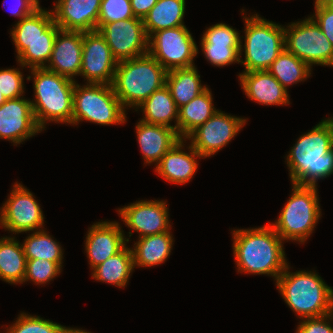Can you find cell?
<instances>
[{"label":"cell","instance_id":"cell-31","mask_svg":"<svg viewBox=\"0 0 333 333\" xmlns=\"http://www.w3.org/2000/svg\"><path fill=\"white\" fill-rule=\"evenodd\" d=\"M133 269V254L131 249L125 245L118 253L95 267L92 277L118 287H124Z\"/></svg>","mask_w":333,"mask_h":333},{"label":"cell","instance_id":"cell-38","mask_svg":"<svg viewBox=\"0 0 333 333\" xmlns=\"http://www.w3.org/2000/svg\"><path fill=\"white\" fill-rule=\"evenodd\" d=\"M23 90V75L19 70H0V93L6 100L21 97L24 93Z\"/></svg>","mask_w":333,"mask_h":333},{"label":"cell","instance_id":"cell-42","mask_svg":"<svg viewBox=\"0 0 333 333\" xmlns=\"http://www.w3.org/2000/svg\"><path fill=\"white\" fill-rule=\"evenodd\" d=\"M130 2L134 16L143 20L157 0H130Z\"/></svg>","mask_w":333,"mask_h":333},{"label":"cell","instance_id":"cell-29","mask_svg":"<svg viewBox=\"0 0 333 333\" xmlns=\"http://www.w3.org/2000/svg\"><path fill=\"white\" fill-rule=\"evenodd\" d=\"M138 107L144 112V118L141 121L148 124L164 125L177 132L178 108L166 85L152 93ZM173 118L176 120V125L171 126L169 122Z\"/></svg>","mask_w":333,"mask_h":333},{"label":"cell","instance_id":"cell-26","mask_svg":"<svg viewBox=\"0 0 333 333\" xmlns=\"http://www.w3.org/2000/svg\"><path fill=\"white\" fill-rule=\"evenodd\" d=\"M199 78L195 66L167 71L165 85L178 109L207 89L206 86H201Z\"/></svg>","mask_w":333,"mask_h":333},{"label":"cell","instance_id":"cell-33","mask_svg":"<svg viewBox=\"0 0 333 333\" xmlns=\"http://www.w3.org/2000/svg\"><path fill=\"white\" fill-rule=\"evenodd\" d=\"M22 244L27 260L43 259L51 262H62V249L43 229L35 231Z\"/></svg>","mask_w":333,"mask_h":333},{"label":"cell","instance_id":"cell-1","mask_svg":"<svg viewBox=\"0 0 333 333\" xmlns=\"http://www.w3.org/2000/svg\"><path fill=\"white\" fill-rule=\"evenodd\" d=\"M292 184L317 186L316 180L333 174V118L300 136L287 155Z\"/></svg>","mask_w":333,"mask_h":333},{"label":"cell","instance_id":"cell-41","mask_svg":"<svg viewBox=\"0 0 333 333\" xmlns=\"http://www.w3.org/2000/svg\"><path fill=\"white\" fill-rule=\"evenodd\" d=\"M18 5H16L15 9H11L10 13L20 17V21L32 14L35 10H37L39 6V0H17Z\"/></svg>","mask_w":333,"mask_h":333},{"label":"cell","instance_id":"cell-35","mask_svg":"<svg viewBox=\"0 0 333 333\" xmlns=\"http://www.w3.org/2000/svg\"><path fill=\"white\" fill-rule=\"evenodd\" d=\"M65 326L44 320L39 316L21 313L6 333H62Z\"/></svg>","mask_w":333,"mask_h":333},{"label":"cell","instance_id":"cell-13","mask_svg":"<svg viewBox=\"0 0 333 333\" xmlns=\"http://www.w3.org/2000/svg\"><path fill=\"white\" fill-rule=\"evenodd\" d=\"M117 63L98 30L83 32L80 75L87 83L112 85Z\"/></svg>","mask_w":333,"mask_h":333},{"label":"cell","instance_id":"cell-6","mask_svg":"<svg viewBox=\"0 0 333 333\" xmlns=\"http://www.w3.org/2000/svg\"><path fill=\"white\" fill-rule=\"evenodd\" d=\"M292 195L272 223L282 240L306 241L321 216L316 186L293 183Z\"/></svg>","mask_w":333,"mask_h":333},{"label":"cell","instance_id":"cell-28","mask_svg":"<svg viewBox=\"0 0 333 333\" xmlns=\"http://www.w3.org/2000/svg\"><path fill=\"white\" fill-rule=\"evenodd\" d=\"M185 0H157L155 6L143 19L147 36L157 31L185 26Z\"/></svg>","mask_w":333,"mask_h":333},{"label":"cell","instance_id":"cell-3","mask_svg":"<svg viewBox=\"0 0 333 333\" xmlns=\"http://www.w3.org/2000/svg\"><path fill=\"white\" fill-rule=\"evenodd\" d=\"M167 70L148 53L117 63L112 87L124 109L142 104L165 85Z\"/></svg>","mask_w":333,"mask_h":333},{"label":"cell","instance_id":"cell-30","mask_svg":"<svg viewBox=\"0 0 333 333\" xmlns=\"http://www.w3.org/2000/svg\"><path fill=\"white\" fill-rule=\"evenodd\" d=\"M14 239H0V278L11 284L23 283L27 264L22 245Z\"/></svg>","mask_w":333,"mask_h":333},{"label":"cell","instance_id":"cell-4","mask_svg":"<svg viewBox=\"0 0 333 333\" xmlns=\"http://www.w3.org/2000/svg\"><path fill=\"white\" fill-rule=\"evenodd\" d=\"M288 264L277 278V289L286 304L300 318H312L333 312V289L317 273L298 271L290 273Z\"/></svg>","mask_w":333,"mask_h":333},{"label":"cell","instance_id":"cell-18","mask_svg":"<svg viewBox=\"0 0 333 333\" xmlns=\"http://www.w3.org/2000/svg\"><path fill=\"white\" fill-rule=\"evenodd\" d=\"M51 11L54 22L63 30H97L101 0H58ZM55 13V14H54Z\"/></svg>","mask_w":333,"mask_h":333},{"label":"cell","instance_id":"cell-34","mask_svg":"<svg viewBox=\"0 0 333 333\" xmlns=\"http://www.w3.org/2000/svg\"><path fill=\"white\" fill-rule=\"evenodd\" d=\"M55 40H35L26 44V49L17 57L21 66L43 68L45 61L49 62Z\"/></svg>","mask_w":333,"mask_h":333},{"label":"cell","instance_id":"cell-22","mask_svg":"<svg viewBox=\"0 0 333 333\" xmlns=\"http://www.w3.org/2000/svg\"><path fill=\"white\" fill-rule=\"evenodd\" d=\"M241 86L252 101L263 105H284L290 101L288 92L267 70L243 72Z\"/></svg>","mask_w":333,"mask_h":333},{"label":"cell","instance_id":"cell-9","mask_svg":"<svg viewBox=\"0 0 333 333\" xmlns=\"http://www.w3.org/2000/svg\"><path fill=\"white\" fill-rule=\"evenodd\" d=\"M284 27L285 49L304 61L312 64L333 67V47L328 38L313 20L308 19Z\"/></svg>","mask_w":333,"mask_h":333},{"label":"cell","instance_id":"cell-39","mask_svg":"<svg viewBox=\"0 0 333 333\" xmlns=\"http://www.w3.org/2000/svg\"><path fill=\"white\" fill-rule=\"evenodd\" d=\"M315 9V15L311 18H314L333 47V3H318L315 4Z\"/></svg>","mask_w":333,"mask_h":333},{"label":"cell","instance_id":"cell-20","mask_svg":"<svg viewBox=\"0 0 333 333\" xmlns=\"http://www.w3.org/2000/svg\"><path fill=\"white\" fill-rule=\"evenodd\" d=\"M117 222H98L86 236V252L92 269L118 253L129 242Z\"/></svg>","mask_w":333,"mask_h":333},{"label":"cell","instance_id":"cell-45","mask_svg":"<svg viewBox=\"0 0 333 333\" xmlns=\"http://www.w3.org/2000/svg\"><path fill=\"white\" fill-rule=\"evenodd\" d=\"M6 101V98L0 93V106Z\"/></svg>","mask_w":333,"mask_h":333},{"label":"cell","instance_id":"cell-44","mask_svg":"<svg viewBox=\"0 0 333 333\" xmlns=\"http://www.w3.org/2000/svg\"><path fill=\"white\" fill-rule=\"evenodd\" d=\"M318 3H333V0H315V4Z\"/></svg>","mask_w":333,"mask_h":333},{"label":"cell","instance_id":"cell-32","mask_svg":"<svg viewBox=\"0 0 333 333\" xmlns=\"http://www.w3.org/2000/svg\"><path fill=\"white\" fill-rule=\"evenodd\" d=\"M279 83L287 89V86L304 81L311 75V68L298 57L288 52L285 48L267 69Z\"/></svg>","mask_w":333,"mask_h":333},{"label":"cell","instance_id":"cell-27","mask_svg":"<svg viewBox=\"0 0 333 333\" xmlns=\"http://www.w3.org/2000/svg\"><path fill=\"white\" fill-rule=\"evenodd\" d=\"M173 239L170 232L149 235L139 238L133 254V265L150 267L163 263L170 255Z\"/></svg>","mask_w":333,"mask_h":333},{"label":"cell","instance_id":"cell-21","mask_svg":"<svg viewBox=\"0 0 333 333\" xmlns=\"http://www.w3.org/2000/svg\"><path fill=\"white\" fill-rule=\"evenodd\" d=\"M59 29L54 22L52 12L39 7L32 14L18 21L11 31L17 56L26 49V44L35 40H55Z\"/></svg>","mask_w":333,"mask_h":333},{"label":"cell","instance_id":"cell-43","mask_svg":"<svg viewBox=\"0 0 333 333\" xmlns=\"http://www.w3.org/2000/svg\"><path fill=\"white\" fill-rule=\"evenodd\" d=\"M62 333H90V332H86V331L81 330V329H74V328L65 327L63 329Z\"/></svg>","mask_w":333,"mask_h":333},{"label":"cell","instance_id":"cell-25","mask_svg":"<svg viewBox=\"0 0 333 333\" xmlns=\"http://www.w3.org/2000/svg\"><path fill=\"white\" fill-rule=\"evenodd\" d=\"M217 110L212 105L211 91L207 88L200 95L178 109L177 134L185 139L203 125Z\"/></svg>","mask_w":333,"mask_h":333},{"label":"cell","instance_id":"cell-36","mask_svg":"<svg viewBox=\"0 0 333 333\" xmlns=\"http://www.w3.org/2000/svg\"><path fill=\"white\" fill-rule=\"evenodd\" d=\"M62 262H51L43 259L27 260L23 282L32 280L36 284H44L52 280L61 271Z\"/></svg>","mask_w":333,"mask_h":333},{"label":"cell","instance_id":"cell-40","mask_svg":"<svg viewBox=\"0 0 333 333\" xmlns=\"http://www.w3.org/2000/svg\"><path fill=\"white\" fill-rule=\"evenodd\" d=\"M330 317L333 319V312L320 317L304 318L296 333H333V328L326 322L331 320Z\"/></svg>","mask_w":333,"mask_h":333},{"label":"cell","instance_id":"cell-8","mask_svg":"<svg viewBox=\"0 0 333 333\" xmlns=\"http://www.w3.org/2000/svg\"><path fill=\"white\" fill-rule=\"evenodd\" d=\"M245 19V71L267 70L285 48L284 27L254 14Z\"/></svg>","mask_w":333,"mask_h":333},{"label":"cell","instance_id":"cell-7","mask_svg":"<svg viewBox=\"0 0 333 333\" xmlns=\"http://www.w3.org/2000/svg\"><path fill=\"white\" fill-rule=\"evenodd\" d=\"M125 109L114 93L112 85L75 83L72 124L81 120L101 125L125 123Z\"/></svg>","mask_w":333,"mask_h":333},{"label":"cell","instance_id":"cell-2","mask_svg":"<svg viewBox=\"0 0 333 333\" xmlns=\"http://www.w3.org/2000/svg\"><path fill=\"white\" fill-rule=\"evenodd\" d=\"M233 253L238 272L267 274L275 280L287 262L282 238L271 224L254 229L233 230Z\"/></svg>","mask_w":333,"mask_h":333},{"label":"cell","instance_id":"cell-14","mask_svg":"<svg viewBox=\"0 0 333 333\" xmlns=\"http://www.w3.org/2000/svg\"><path fill=\"white\" fill-rule=\"evenodd\" d=\"M245 123L246 119L227 115L217 110L186 139H191V146L202 157H209L227 145Z\"/></svg>","mask_w":333,"mask_h":333},{"label":"cell","instance_id":"cell-11","mask_svg":"<svg viewBox=\"0 0 333 333\" xmlns=\"http://www.w3.org/2000/svg\"><path fill=\"white\" fill-rule=\"evenodd\" d=\"M97 30L104 37L113 57L118 62L148 53L149 37L140 18L106 23L103 26H97Z\"/></svg>","mask_w":333,"mask_h":333},{"label":"cell","instance_id":"cell-19","mask_svg":"<svg viewBox=\"0 0 333 333\" xmlns=\"http://www.w3.org/2000/svg\"><path fill=\"white\" fill-rule=\"evenodd\" d=\"M62 36V37H61ZM83 32L59 29L46 69L73 80L80 75Z\"/></svg>","mask_w":333,"mask_h":333},{"label":"cell","instance_id":"cell-37","mask_svg":"<svg viewBox=\"0 0 333 333\" xmlns=\"http://www.w3.org/2000/svg\"><path fill=\"white\" fill-rule=\"evenodd\" d=\"M130 18H135L130 0H101L98 26Z\"/></svg>","mask_w":333,"mask_h":333},{"label":"cell","instance_id":"cell-10","mask_svg":"<svg viewBox=\"0 0 333 333\" xmlns=\"http://www.w3.org/2000/svg\"><path fill=\"white\" fill-rule=\"evenodd\" d=\"M148 44V54L167 71L194 66L198 48L186 26L157 31L149 36Z\"/></svg>","mask_w":333,"mask_h":333},{"label":"cell","instance_id":"cell-12","mask_svg":"<svg viewBox=\"0 0 333 333\" xmlns=\"http://www.w3.org/2000/svg\"><path fill=\"white\" fill-rule=\"evenodd\" d=\"M0 209V225L14 233L39 230L44 223L42 209L33 194L17 182Z\"/></svg>","mask_w":333,"mask_h":333},{"label":"cell","instance_id":"cell-17","mask_svg":"<svg viewBox=\"0 0 333 333\" xmlns=\"http://www.w3.org/2000/svg\"><path fill=\"white\" fill-rule=\"evenodd\" d=\"M239 35L235 29L223 23L209 27L201 40L206 59L216 66L239 63L242 53Z\"/></svg>","mask_w":333,"mask_h":333},{"label":"cell","instance_id":"cell-5","mask_svg":"<svg viewBox=\"0 0 333 333\" xmlns=\"http://www.w3.org/2000/svg\"><path fill=\"white\" fill-rule=\"evenodd\" d=\"M34 76L35 102L31 101L37 126L45 129L46 121L72 124L75 81L45 67L31 68Z\"/></svg>","mask_w":333,"mask_h":333},{"label":"cell","instance_id":"cell-23","mask_svg":"<svg viewBox=\"0 0 333 333\" xmlns=\"http://www.w3.org/2000/svg\"><path fill=\"white\" fill-rule=\"evenodd\" d=\"M183 140H178L156 165L155 172L175 184L188 183L198 166L195 158H203L191 145L189 154L182 151Z\"/></svg>","mask_w":333,"mask_h":333},{"label":"cell","instance_id":"cell-16","mask_svg":"<svg viewBox=\"0 0 333 333\" xmlns=\"http://www.w3.org/2000/svg\"><path fill=\"white\" fill-rule=\"evenodd\" d=\"M40 131L31 101L19 97L6 100L0 106V138L17 145Z\"/></svg>","mask_w":333,"mask_h":333},{"label":"cell","instance_id":"cell-24","mask_svg":"<svg viewBox=\"0 0 333 333\" xmlns=\"http://www.w3.org/2000/svg\"><path fill=\"white\" fill-rule=\"evenodd\" d=\"M138 144L147 164L158 163L168 150L180 140L177 132L164 125L139 121L136 126Z\"/></svg>","mask_w":333,"mask_h":333},{"label":"cell","instance_id":"cell-15","mask_svg":"<svg viewBox=\"0 0 333 333\" xmlns=\"http://www.w3.org/2000/svg\"><path fill=\"white\" fill-rule=\"evenodd\" d=\"M164 201H138L120 208L119 215L130 229L139 232V238L168 232V208Z\"/></svg>","mask_w":333,"mask_h":333}]
</instances>
